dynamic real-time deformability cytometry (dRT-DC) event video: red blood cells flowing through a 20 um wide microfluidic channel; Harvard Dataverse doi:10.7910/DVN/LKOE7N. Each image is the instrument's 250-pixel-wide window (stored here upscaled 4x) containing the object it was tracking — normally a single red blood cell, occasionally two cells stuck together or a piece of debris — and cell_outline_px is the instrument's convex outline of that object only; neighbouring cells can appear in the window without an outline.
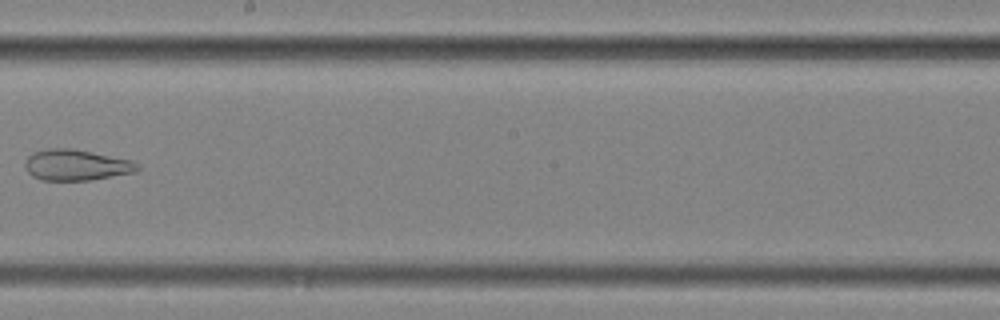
{"species": "common noctule bat (a hibernating species)", "species_latin": "Nyctalus noctula", "temperature_condition": "cold", "stored_images_in_passage": 9, "camera_frame_rate_fps": 3000, "um_per_image_px": 0.085, "animal": {"sex": "female", "body_mass_g": 25.1}, "frame": {"image": 1, "passage_image": 8, "time_ms": 2.333, "image_size_px": [1000, 320], "cell_outline_px": [[140, 168], [136, 172], [88, 180], [40, 180], [32, 176], [28, 172], [24, 164], [28, 156], [32, 152], [48, 148], [72, 148], [132, 160], [140, 164]], "centroid_in_image_um": [6.48, 14.02], "position_along_channel_um": 241.7, "area_um2": 20.35}}